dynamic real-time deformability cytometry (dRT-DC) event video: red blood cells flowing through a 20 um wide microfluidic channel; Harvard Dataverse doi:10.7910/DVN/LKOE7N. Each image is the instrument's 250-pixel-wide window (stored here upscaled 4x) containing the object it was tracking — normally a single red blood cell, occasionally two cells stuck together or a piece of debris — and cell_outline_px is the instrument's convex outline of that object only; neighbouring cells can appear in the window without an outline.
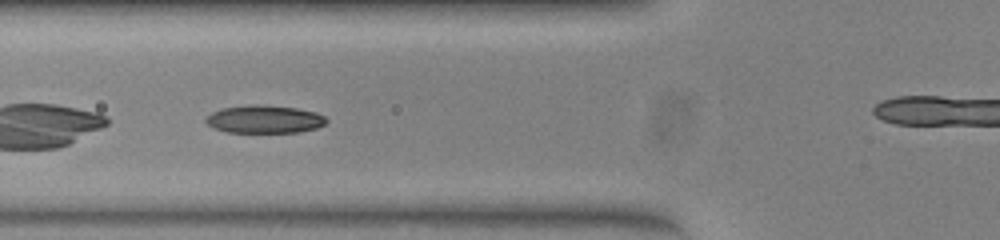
{"species": "common noctule bat (a hibernating species)", "species_latin": "Nyctalus noctula", "temperature_condition": "warm", "stored_images_in_passage": 38, "camera_frame_rate_fps": 3000, "um_per_image_px": 0.085, "animal": {"sex": "female", "body_mass_g": 23.0, "forearm_length_mm": 53.4}, "frame": {"image": 1, "passage_image": 4, "time_ms": 1.0, "image_size_px": [1000, 240], "cell_outline_px": [[328, 120], [324, 124], [316, 128], [300, 132], [228, 132], [212, 128], [204, 120], [212, 112], [224, 108], [256, 104], [260, 104], [296, 108], [316, 112], [324, 116]], "centroid_in_image_um": [22.49, 10.14], "position_along_channel_um": 103.3, "area_um2": 19.48}}
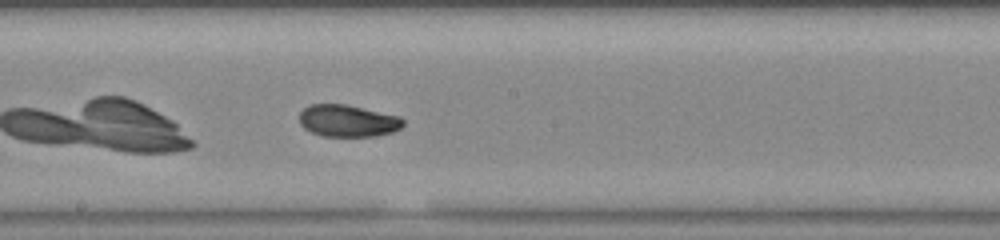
{"frame": {"image": 2, "passage_image": 13, "time_ms": 4.0, "image_size_px": [1000, 240], "cell_outline_px": [[404, 124], [400, 128], [392, 132], [376, 136], [324, 136], [312, 132], [304, 128], [300, 124], [300, 112], [304, 108], [312, 104], [344, 104], [400, 116], [404, 120]], "centroid_in_image_um": [29.57, 10.27], "position_along_channel_um": 218.6, "area_um2": 19.25}}
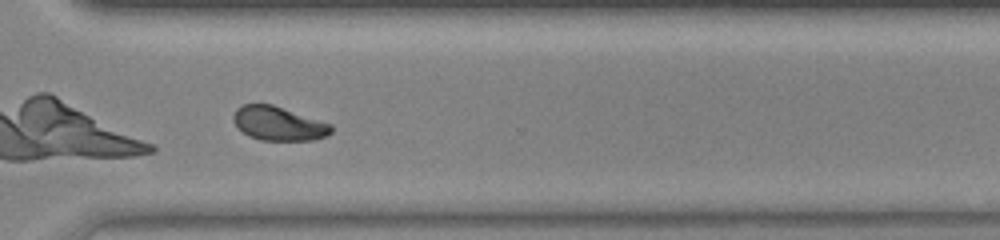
{"frame": {"image": 3, "passage_image": 23, "time_ms": 7.333, "image_size_px": [1000, 240], "cell_outline_px": [[332, 132], [324, 136], [312, 140], [260, 140], [248, 136], [232, 120], [232, 116], [236, 108], [244, 104], [272, 104], [332, 124]], "centroid_in_image_um": [23.66, 10.49], "position_along_channel_um": 346.9, "area_um2": 19.25}, "authors_computed_cell_mechanics": {"area_um2": 19.5075, "velocity_mm_per_s": 3.8399, "shape_relaxation_time_tau1_ms": 4.0036, "shape_relaxation_time_tau2_ms": 2.023, "deformation_change_tau1": 0.1482, "deformation_change_tau2": 0.0522}}